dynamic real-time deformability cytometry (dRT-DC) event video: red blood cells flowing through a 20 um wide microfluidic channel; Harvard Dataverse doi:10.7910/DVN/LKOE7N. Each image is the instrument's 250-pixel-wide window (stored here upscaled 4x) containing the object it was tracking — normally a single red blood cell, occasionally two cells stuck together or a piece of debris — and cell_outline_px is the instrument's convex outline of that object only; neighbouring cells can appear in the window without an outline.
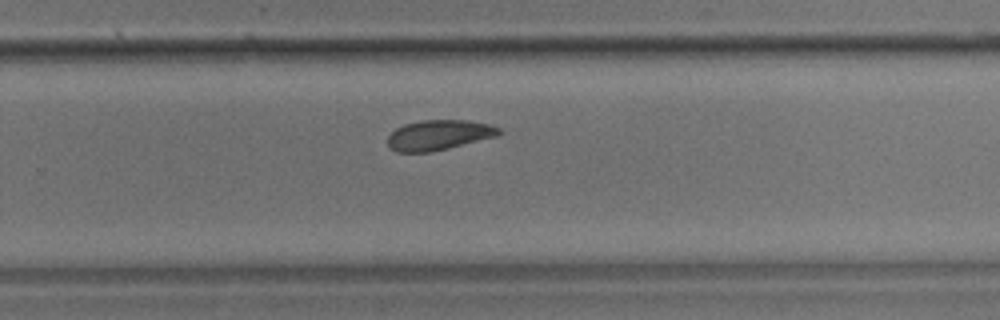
{"species": "common noctule bat (a hibernating species)", "species_latin": "Nyctalus noctula", "temperature_condition": "room temperature", "stored_images_in_passage": 23, "camera_frame_rate_fps": 3000, "um_per_image_px": 0.085, "animal": {"sex": "male", "body_mass_g": 17.9}, "frame": {"image": 1, "passage_image": 17, "time_ms": 5.333, "image_size_px": [1000, 320], "cell_outline_px": [[500, 132], [496, 136], [432, 152], [396, 152], [388, 148], [388, 136], [396, 128], [404, 124], [424, 120], [468, 120], [488, 124], [500, 128]], "centroid_in_image_um": [37.25, 11.48], "position_along_channel_um": 292.5, "area_um2": 19.42}}